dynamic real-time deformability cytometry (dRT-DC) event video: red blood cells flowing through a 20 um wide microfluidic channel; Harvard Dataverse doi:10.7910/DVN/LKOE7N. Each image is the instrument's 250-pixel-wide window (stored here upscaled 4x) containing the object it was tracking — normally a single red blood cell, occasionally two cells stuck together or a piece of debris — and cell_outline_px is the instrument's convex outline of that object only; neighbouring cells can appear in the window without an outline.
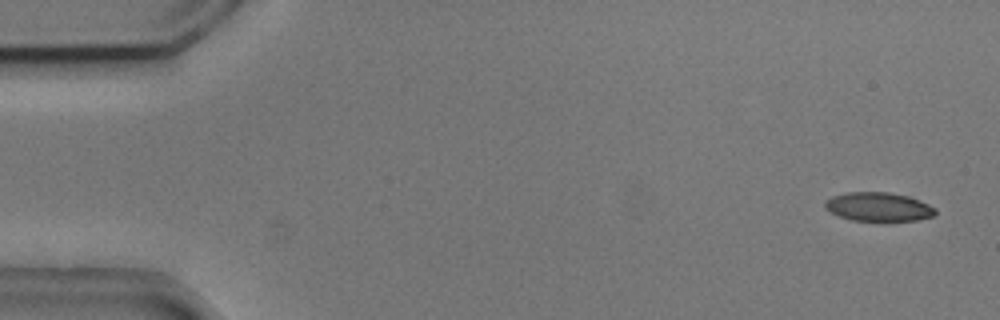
{"species": "common noctule bat (a hibernating species)", "species_latin": "Nyctalus noctula", "temperature_condition": "cold", "stored_images_in_passage": 4, "camera_frame_rate_fps": 3000, "um_per_image_px": 0.085, "animal": {"sex": "male", "body_mass_g": 20.5, "forearm_length_mm": 52.5}, "frame": {"image": 1, "passage_image": 1, "time_ms": 0.0, "image_size_px": [1000, 320], "cell_outline_px": [[936, 212], [932, 216], [916, 220], [888, 224], [884, 224], [852, 220], [840, 216], [824, 208], [824, 200], [832, 196], [848, 192], [888, 192], [908, 196], [920, 200], [936, 208]], "centroid_in_image_um": [74.68, 17.62], "position_along_channel_um": 10.3, "area_um2": 19.36}}